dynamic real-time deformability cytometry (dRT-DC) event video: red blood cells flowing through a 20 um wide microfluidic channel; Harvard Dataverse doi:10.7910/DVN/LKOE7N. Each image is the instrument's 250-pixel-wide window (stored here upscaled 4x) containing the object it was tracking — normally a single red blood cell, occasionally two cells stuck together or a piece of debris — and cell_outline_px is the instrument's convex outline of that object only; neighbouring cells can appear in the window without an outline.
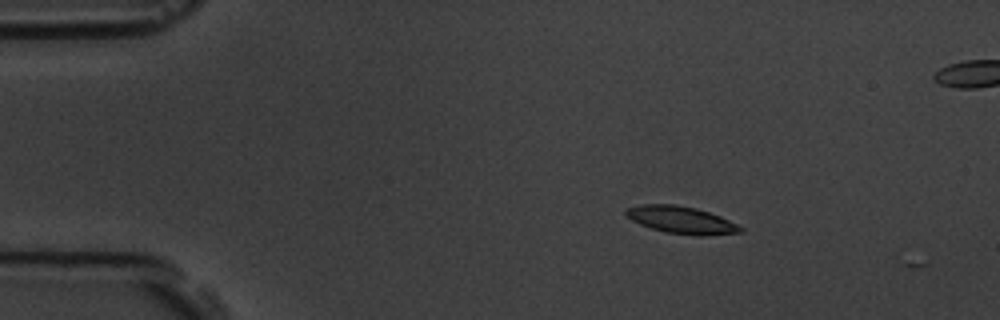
{"species": "common noctule bat (a hibernating species)", "species_latin": "Nyctalus noctula", "temperature_condition": "room temperature", "stored_images_in_passage": 6, "camera_frame_rate_fps": 3000, "um_per_image_px": 0.085, "animal": {"sex": "male", "body_mass_g": 19.5, "forearm_length_mm": 54.6}, "frame": {"image": 1, "passage_image": 3, "time_ms": 2.333, "image_size_px": [1000, 320], "cell_outline_px": [[744, 232], [704, 236], [700, 236], [664, 232], [640, 224], [624, 216], [624, 212], [628, 208], [644, 204], [676, 204], [696, 208], [720, 216], [744, 228]], "centroid_in_image_um": [57.92, 18.7], "position_along_channel_um": 27.1, "area_um2": 18.21}}